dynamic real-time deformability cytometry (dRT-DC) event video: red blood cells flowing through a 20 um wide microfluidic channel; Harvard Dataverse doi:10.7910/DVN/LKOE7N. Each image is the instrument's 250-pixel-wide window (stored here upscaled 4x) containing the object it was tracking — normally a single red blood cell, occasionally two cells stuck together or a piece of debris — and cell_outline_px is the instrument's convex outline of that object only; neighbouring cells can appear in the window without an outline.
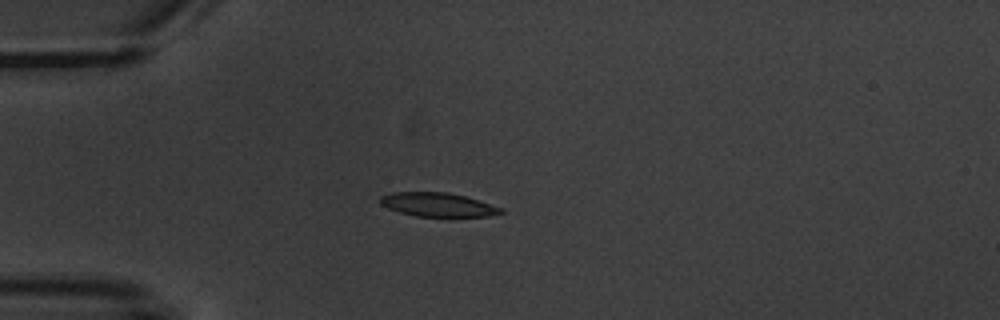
{"species": "common noctule bat (a hibernating species)", "species_latin": "Nyctalus noctula", "temperature_condition": "warm", "stored_images_in_passage": 3, "camera_frame_rate_fps": 3000, "um_per_image_px": 0.085, "animal": {"sex": "male", "body_mass_g": 20.1, "forearm_length_mm": 53.5}, "frame": {"image": 1, "passage_image": 2, "time_ms": 5.0, "image_size_px": [1000, 320], "cell_outline_px": [[504, 212], [488, 216], [416, 216], [400, 212], [388, 208], [380, 204], [380, 196], [392, 192], [448, 192], [464, 196], [504, 208]], "centroid_in_image_um": [37.2, 17.39], "position_along_channel_um": 47.8, "area_um2": 16.65}}